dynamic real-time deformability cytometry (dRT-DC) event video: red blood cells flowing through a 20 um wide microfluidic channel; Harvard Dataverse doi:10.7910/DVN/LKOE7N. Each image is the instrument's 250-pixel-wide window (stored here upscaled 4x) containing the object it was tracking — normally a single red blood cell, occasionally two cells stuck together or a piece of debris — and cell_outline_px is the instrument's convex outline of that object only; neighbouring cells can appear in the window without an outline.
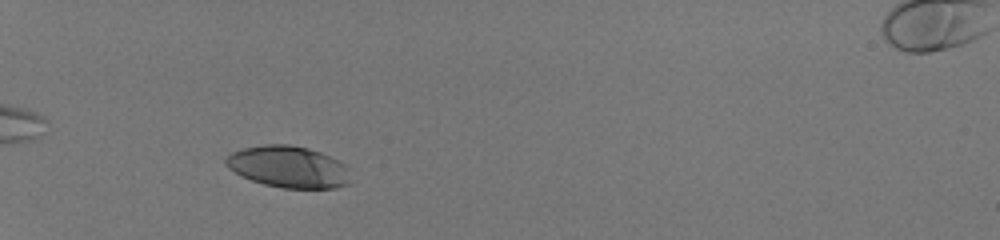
{"species": "human", "species_latin": "Homo sapiens", "temperature_condition": "room temperature", "stored_images_in_passage": 37, "camera_frame_rate_fps": 3000, "um_per_image_px": 0.085, "donor": {"sex": "male"}, "frame": {"image": 1, "passage_image": 7, "time_ms": 2.0, "image_size_px": [1000, 240], "cell_outline_px": [[348, 184], [336, 188], [280, 188], [264, 184], [240, 176], [228, 168], [224, 164], [224, 160], [232, 152], [244, 148], [264, 144], [288, 144], [308, 148], [320, 152], [340, 160], [348, 164]], "centroid_in_image_um": [24.51, 14.18], "position_along_channel_um": 60.5, "area_um2": 30.52}}
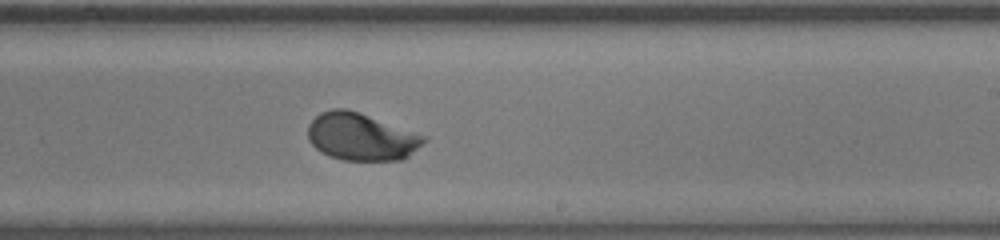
{"frame": {"image": 2, "passage_image": 24, "time_ms": 7.667, "image_size_px": [1000, 240], "cell_outline_px": [[428, 140], [404, 160], [344, 160], [328, 156], [320, 152], [308, 140], [308, 124], [320, 112], [332, 108], [348, 108], [360, 112], [428, 136]], "centroid_in_image_um": [30.72, 11.62], "position_along_channel_um": 258.3, "area_um2": 32.48}}
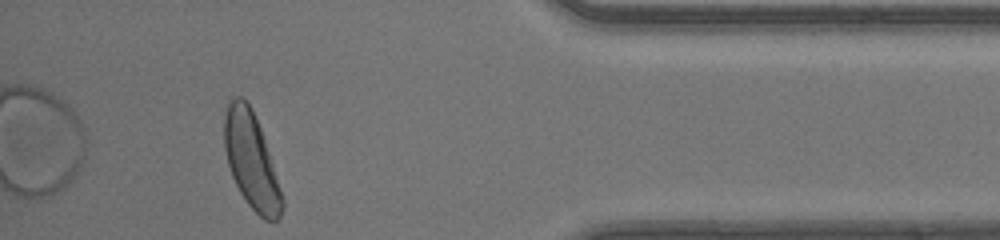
{"frame": {"image": 3, "passage_image": 37, "time_ms": 12.0, "image_size_px": [1000, 240], "cell_outline_px": [[284, 204], [280, 216], [276, 220], [264, 220], [248, 204], [240, 192], [232, 176], [228, 164], [224, 148], [224, 116], [228, 100], [232, 96], [240, 96], [252, 108], [260, 128], [284, 200]], "centroid_in_image_um": [21.33, 13.63], "position_along_channel_um": 413.9, "area_um2": 31.85}, "authors_computed_cell_mechanics": {"area_um2": 31.2698, "velocity_mm_per_s": 4.1287, "shape_relaxation_time_tau1_ms": 2.1658, "shape_relaxation_time_tau2_ms": null, "deformation_change_tau1": 0.1541, "deformation_change_tau2": null}}